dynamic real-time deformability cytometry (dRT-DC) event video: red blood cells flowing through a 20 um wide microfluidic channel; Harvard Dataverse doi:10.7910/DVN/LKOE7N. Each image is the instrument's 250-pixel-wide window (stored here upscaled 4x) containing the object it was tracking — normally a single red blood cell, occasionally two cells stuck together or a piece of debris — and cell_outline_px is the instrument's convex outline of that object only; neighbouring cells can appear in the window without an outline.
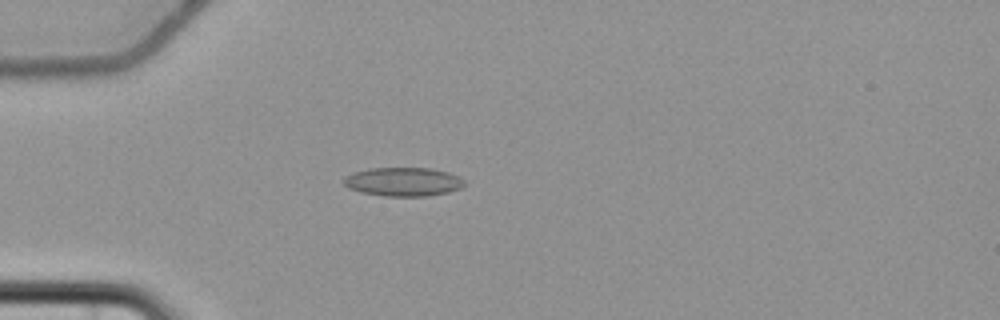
{"species": "common noctule bat (a hibernating species)", "species_latin": "Nyctalus noctula", "temperature_condition": "cold", "stored_images_in_passage": 6, "camera_frame_rate_fps": 3000, "um_per_image_px": 0.085, "animal": {"sex": "female", "body_mass_g": 22.7, "forearm_length_mm": 54.2}, "frame": {"image": 1, "passage_image": 5, "time_ms": 5.0, "image_size_px": [1000, 320], "cell_outline_px": [[464, 184], [460, 188], [448, 192], [428, 196], [384, 196], [360, 192], [348, 188], [344, 184], [344, 176], [352, 172], [368, 168], [432, 168], [448, 172], [460, 176], [464, 180]], "centroid_in_image_um": [34.26, 15.44], "position_along_channel_um": 50.7, "area_um2": 20.4}}